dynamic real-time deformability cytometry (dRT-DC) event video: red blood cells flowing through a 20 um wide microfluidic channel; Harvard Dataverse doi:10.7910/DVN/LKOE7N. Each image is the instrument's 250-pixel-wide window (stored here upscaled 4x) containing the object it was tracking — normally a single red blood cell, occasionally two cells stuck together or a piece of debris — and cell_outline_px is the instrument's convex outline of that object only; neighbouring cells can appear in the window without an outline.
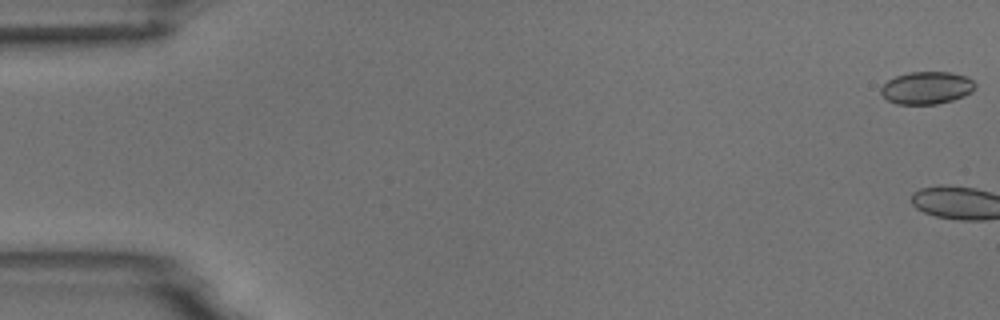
{"species": "common noctule bat (a hibernating species)", "species_latin": "Nyctalus noctula", "temperature_condition": "room temperature", "stored_images_in_passage": 7, "camera_frame_rate_fps": 3000, "um_per_image_px": 0.085, "animal": {"sex": "male", "body_mass_g": 18.8}, "frame": {"image": 1, "passage_image": 1, "time_ms": 0.0, "image_size_px": [1000, 320], "cell_outline_px": [[976, 88], [972, 92], [964, 96], [952, 100], [936, 104], [896, 104], [888, 100], [880, 92], [880, 88], [888, 80], [896, 76], [908, 72], [948, 72], [968, 76], [976, 84]], "centroid_in_image_um": [78.79, 7.46], "position_along_channel_um": 6.2, "area_um2": 17.92}}
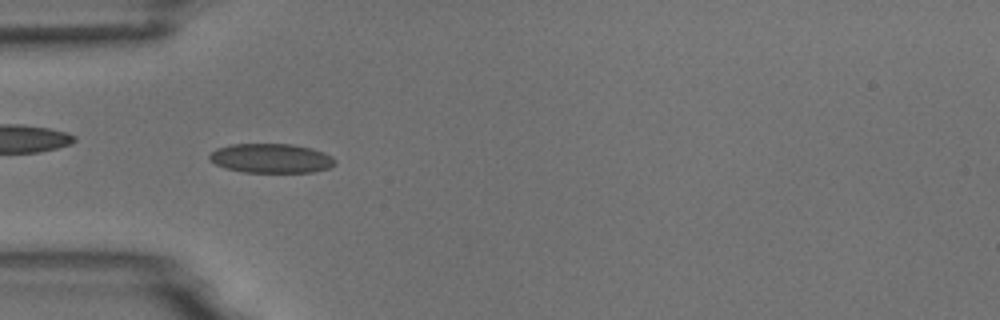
{"frame": {"image": 2, "passage_image": 6, "time_ms": 6.0, "image_size_px": [1000, 320], "cell_outline_px": [[336, 164], [328, 168], [312, 172], [244, 172], [224, 168], [216, 164], [208, 156], [216, 148], [232, 144], [292, 144], [312, 148], [324, 152], [332, 156], [336, 160]], "centroid_in_image_um": [23.07, 13.45], "position_along_channel_um": 61.9, "area_um2": 21.5}}